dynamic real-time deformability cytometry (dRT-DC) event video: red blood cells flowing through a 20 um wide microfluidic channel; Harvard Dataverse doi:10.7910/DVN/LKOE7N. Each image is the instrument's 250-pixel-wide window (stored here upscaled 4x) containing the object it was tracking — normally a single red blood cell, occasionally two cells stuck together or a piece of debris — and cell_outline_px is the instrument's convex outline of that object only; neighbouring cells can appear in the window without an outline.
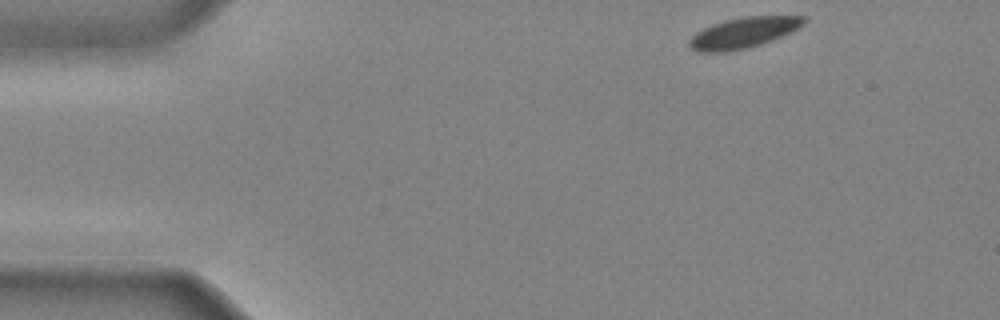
{"species": "common noctule bat (a hibernating species)", "species_latin": "Nyctalus noctula", "temperature_condition": "cold", "stored_images_in_passage": 34, "camera_frame_rate_fps": 3000, "um_per_image_px": 0.085, "animal": {"sex": "male", "body_mass_g": 20.4}, "frame": {"image": 1, "passage_image": 1, "time_ms": 0.0, "image_size_px": [1000, 320], "cell_outline_px": [[808, 20], [804, 24], [772, 40], [760, 44], [744, 48], [724, 52], [696, 52], [688, 44], [688, 40], [696, 32], [712, 24], [724, 20], [744, 16], [808, 16]], "centroid_in_image_um": [63.16, 2.77], "position_along_channel_um": 21.8, "area_um2": 20.29}}
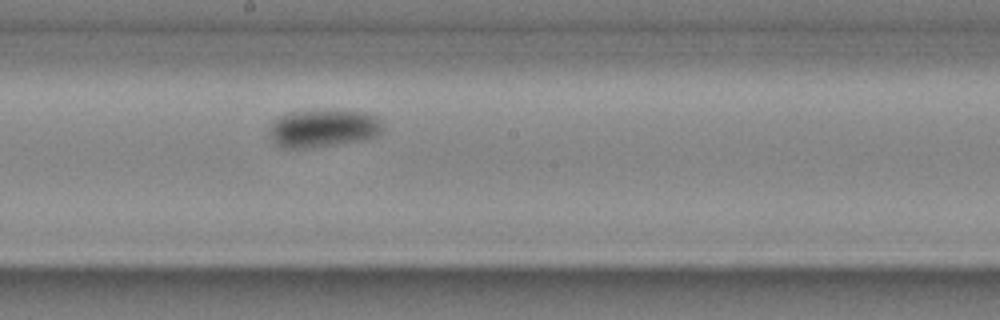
{"frame": {"image": 2, "passage_image": 20, "time_ms": 6.333, "image_size_px": [1000, 320], "cell_outline_px": [[380, 132], [376, 136], [364, 140], [312, 148], [280, 148], [272, 140], [268, 132], [272, 124], [280, 116], [288, 112], [316, 108], [368, 112], [376, 116], [380, 120]], "centroid_in_image_um": [27.44, 10.88], "position_along_channel_um": 220.8, "area_um2": 25.61}}
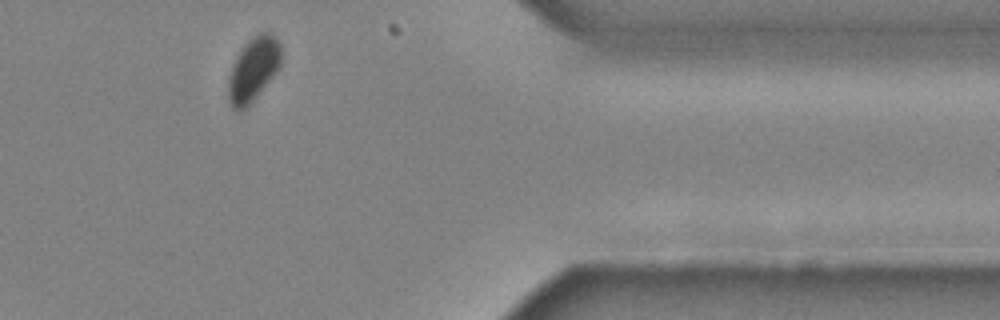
{"frame": {"image": 3, "passage_image": 33, "time_ms": 10.667, "image_size_px": [1000, 320], "cell_outline_px": [[280, 68], [256, 96], [240, 112], [236, 112], [232, 108], [228, 100], [228, 76], [232, 64], [236, 56], [244, 44], [248, 40], [260, 32], [272, 32], [276, 36], [280, 44]], "centroid_in_image_um": [21.51, 5.87], "position_along_channel_um": 389.9, "area_um2": 19.77}}